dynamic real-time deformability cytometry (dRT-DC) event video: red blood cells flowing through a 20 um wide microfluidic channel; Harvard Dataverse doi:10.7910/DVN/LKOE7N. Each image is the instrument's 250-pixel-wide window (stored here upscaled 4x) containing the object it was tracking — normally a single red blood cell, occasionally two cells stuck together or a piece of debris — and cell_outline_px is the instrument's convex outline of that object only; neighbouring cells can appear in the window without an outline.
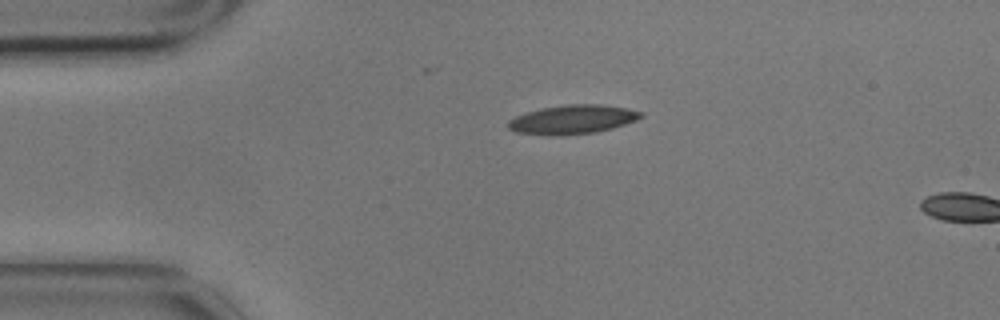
{"species": "common noctule bat (a hibernating species)", "species_latin": "Nyctalus noctula", "temperature_condition": "cold", "stored_images_in_passage": 2, "camera_frame_rate_fps": 3000, "um_per_image_px": 0.085, "animal": {"sex": "male", "body_mass_g": 17.9}, "frame": {"image": 1, "passage_image": 1, "time_ms": 0.0, "image_size_px": [1000, 320], "cell_outline_px": [[644, 116], [636, 120], [612, 128], [596, 132], [560, 136], [548, 136], [516, 132], [508, 128], [508, 120], [516, 116], [528, 112], [544, 108], [568, 104], [600, 104], [628, 108], [644, 112]], "centroid_in_image_um": [48.69, 10.16], "position_along_channel_um": 36.3, "area_um2": 22.48}}